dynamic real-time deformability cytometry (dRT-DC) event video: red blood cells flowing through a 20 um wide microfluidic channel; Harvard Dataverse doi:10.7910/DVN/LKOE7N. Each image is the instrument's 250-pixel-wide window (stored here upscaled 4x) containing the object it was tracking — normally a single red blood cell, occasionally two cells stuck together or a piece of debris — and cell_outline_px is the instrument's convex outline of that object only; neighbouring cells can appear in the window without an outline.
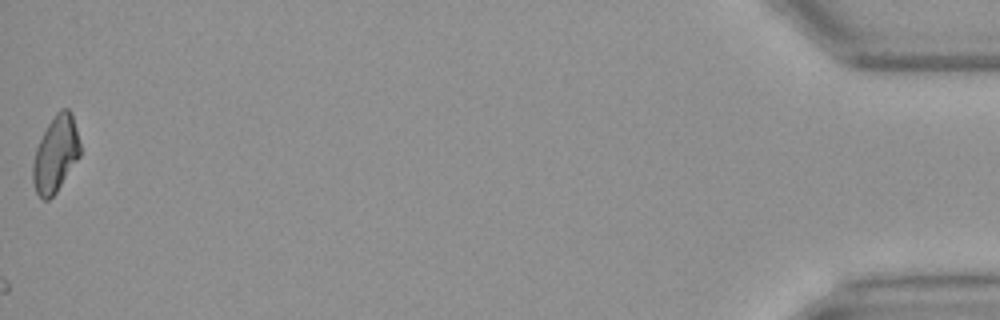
{"species": "Egyptian fruit bat (a non-hibernating species)", "species_latin": "Rousettus aegyptiacus", "temperature_condition": "warm", "stored_images_in_passage": 38, "camera_frame_rate_fps": 3000, "um_per_image_px": 0.085, "animal": {"sex": "female"}, "frame": {"image": 1, "passage_image": 38, "time_ms": 12.333, "image_size_px": [1000, 320], "cell_outline_px": [[80, 156], [56, 192], [48, 200], [44, 200], [36, 192], [32, 180], [32, 164], [36, 148], [48, 124], [56, 112], [60, 108], [68, 108], [72, 112], [80, 144]], "centroid_in_image_um": [4.72, 13.08], "position_along_channel_um": 430.5, "area_um2": 20.87}}